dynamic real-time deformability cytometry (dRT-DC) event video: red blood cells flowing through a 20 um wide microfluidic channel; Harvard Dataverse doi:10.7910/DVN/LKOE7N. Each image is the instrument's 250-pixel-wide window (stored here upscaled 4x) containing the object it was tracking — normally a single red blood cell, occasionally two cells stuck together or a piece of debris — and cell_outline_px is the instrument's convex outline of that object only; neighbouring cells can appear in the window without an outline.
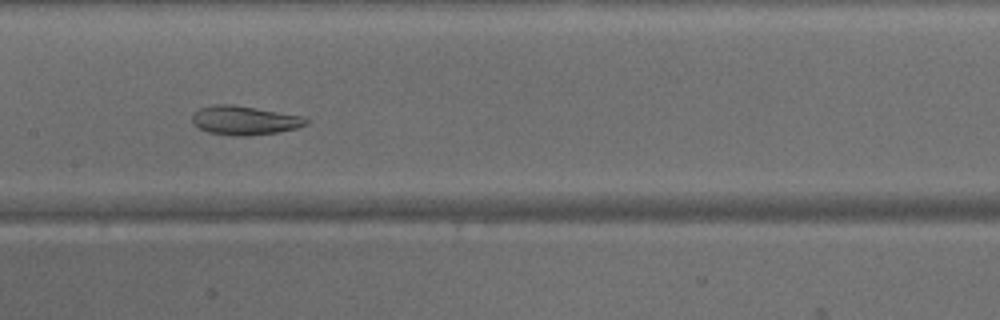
{"species": "common noctule bat (a hibernating species)", "species_latin": "Nyctalus noctula", "temperature_condition": "warm", "stored_images_in_passage": 44, "camera_frame_rate_fps": 3000, "um_per_image_px": 0.085, "animal": {"sex": "male", "body_mass_g": 15.6}, "frame": {"image": 1, "passage_image": 20, "time_ms": 6.333, "image_size_px": [1000, 320], "cell_outline_px": [[308, 124], [296, 128], [276, 132], [248, 136], [232, 136], [208, 132], [192, 124], [192, 112], [200, 108], [212, 104], [232, 104], [256, 108], [300, 116], [308, 120]], "centroid_in_image_um": [20.71, 10.23], "position_along_channel_um": 186.7, "area_um2": 19.19}}
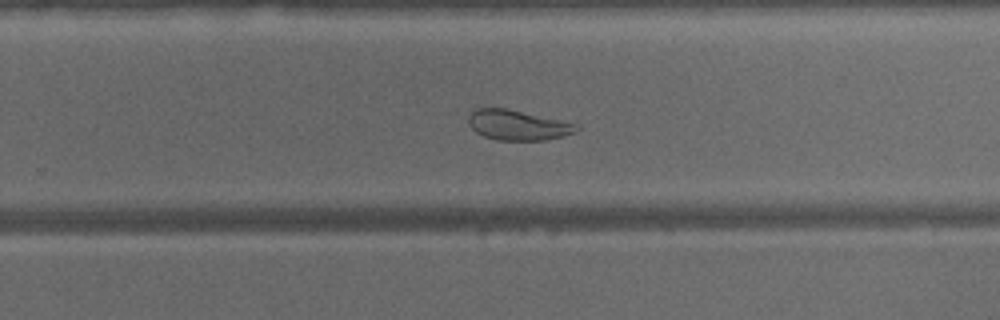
{"frame": {"image": 2, "passage_image": 27, "time_ms": 8.667, "image_size_px": [1000, 320], "cell_outline_px": [[580, 128], [576, 132], [564, 136], [544, 140], [496, 140], [484, 136], [476, 132], [468, 124], [468, 116], [476, 108], [508, 108], [580, 124]], "centroid_in_image_um": [44.04, 10.63], "position_along_channel_um": 285.8, "area_um2": 19.19}}
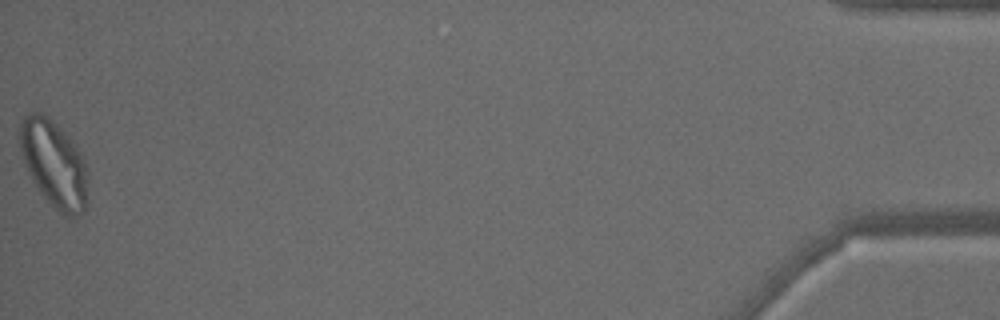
{"frame": {"image": 3, "passage_image": 44, "time_ms": 14.333, "image_size_px": [1000, 320], "cell_outline_px": [[88, 204], [72, 220], [64, 216], [36, 188], [24, 164], [20, 148], [20, 124], [24, 116], [28, 112], [44, 112], [64, 132], [80, 152], [84, 160], [88, 172]], "centroid_in_image_um": [4.6, 13.94], "position_along_channel_um": 430.6, "area_um2": 34.68}}